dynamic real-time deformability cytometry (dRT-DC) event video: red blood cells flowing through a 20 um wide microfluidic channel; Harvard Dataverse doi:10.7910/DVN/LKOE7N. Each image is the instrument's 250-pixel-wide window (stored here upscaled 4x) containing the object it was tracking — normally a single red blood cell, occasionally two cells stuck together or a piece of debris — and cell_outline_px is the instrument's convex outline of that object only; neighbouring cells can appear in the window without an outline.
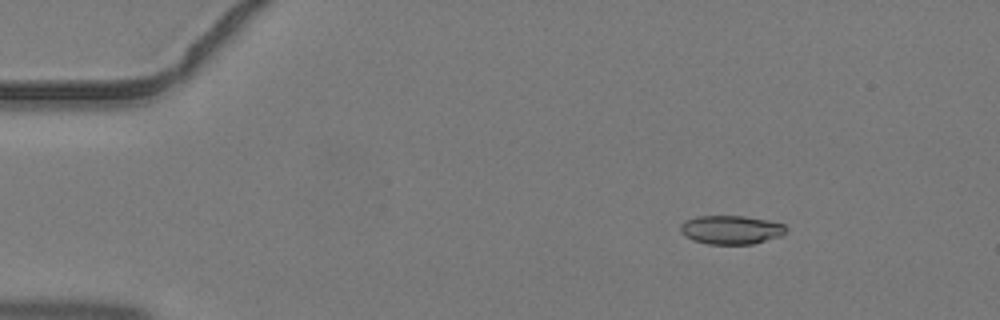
{"species": "common noctule bat (a hibernating species)", "species_latin": "Nyctalus noctula", "temperature_condition": "warm", "stored_images_in_passage": 5, "camera_frame_rate_fps": 3000, "um_per_image_px": 0.085, "animal": {"sex": "male", "body_mass_g": 19.2, "forearm_length_mm": 51.8}, "frame": {"image": 1, "passage_image": 2, "time_ms": 0.333, "image_size_px": [1000, 320], "cell_outline_px": [[788, 228], [780, 236], [752, 244], [708, 244], [692, 240], [684, 236], [680, 228], [680, 224], [684, 220], [700, 216], [744, 216], [768, 220], [784, 224]], "centroid_in_image_um": [62.12, 19.53], "position_along_channel_um": 22.9, "area_um2": 17.69}}
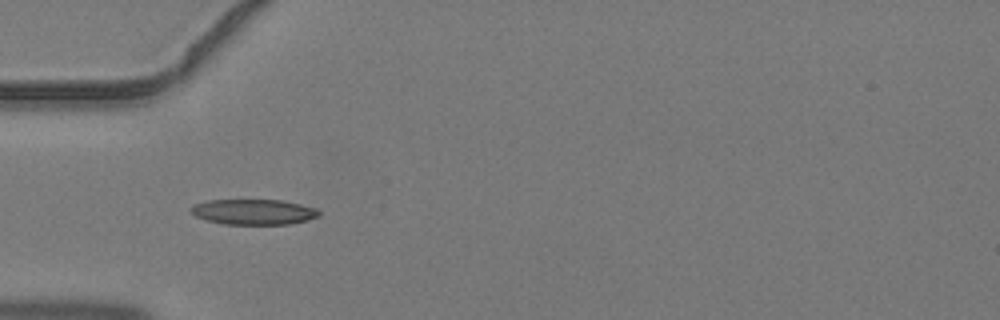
{"frame": {"image": 2, "passage_image": 4, "time_ms": 1.0, "image_size_px": [1000, 320], "cell_outline_px": [[320, 216], [308, 220], [288, 224], [224, 224], [208, 220], [196, 216], [188, 208], [196, 204], [208, 200], [280, 200], [300, 204], [316, 208], [320, 212]], "centroid_in_image_um": [21.58, 18.01], "position_along_channel_um": 63.4, "area_um2": 18.84}}
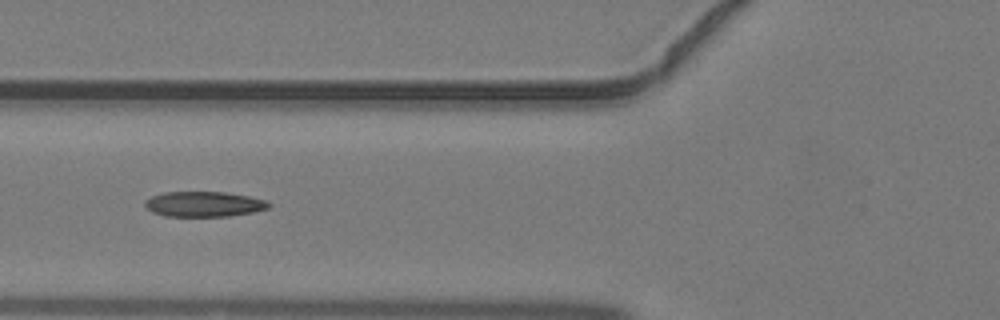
{"frame": {"image": 3, "passage_image": 5, "time_ms": 1.333, "image_size_px": [1000, 320], "cell_outline_px": [[272, 204], [268, 208], [252, 212], [228, 216], [164, 216], [152, 212], [144, 204], [144, 200], [152, 196], [164, 192], [224, 192], [248, 196], [268, 200]], "centroid_in_image_um": [17.34, 17.35], "position_along_channel_um": 108.5, "area_um2": 18.21}}